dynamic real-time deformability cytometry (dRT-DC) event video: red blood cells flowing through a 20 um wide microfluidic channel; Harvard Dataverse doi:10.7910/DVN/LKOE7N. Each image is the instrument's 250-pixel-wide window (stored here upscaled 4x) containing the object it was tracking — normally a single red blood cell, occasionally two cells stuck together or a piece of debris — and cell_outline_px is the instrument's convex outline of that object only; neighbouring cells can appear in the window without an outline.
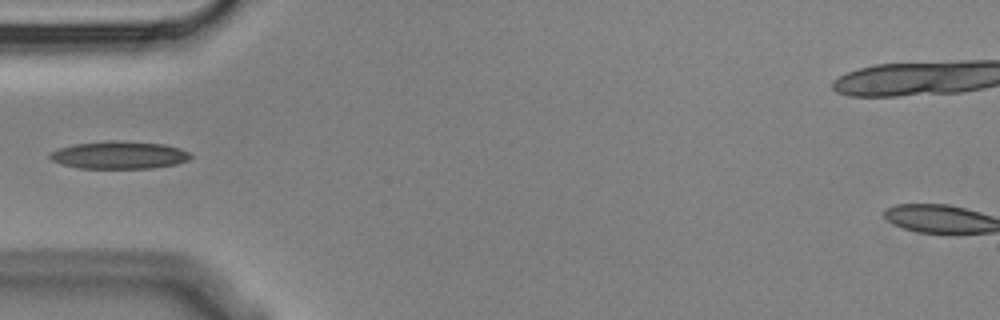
{"species": "Egyptian fruit bat (a non-hibernating species)", "species_latin": "Rousettus aegyptiacus", "temperature_condition": "cold", "stored_images_in_passage": 10, "camera_frame_rate_fps": 3000, "um_per_image_px": 0.085, "animal": {"sex": "male"}, "frame": {"image": 1, "passage_image": 5, "time_ms": 1.333, "image_size_px": [1000, 320], "cell_outline_px": [[192, 156], [188, 160], [176, 164], [152, 168], [80, 168], [64, 164], [52, 160], [48, 156], [52, 152], [60, 148], [76, 144], [164, 144], [180, 148], [188, 152]], "centroid_in_image_um": [10.18, 13.24], "position_along_channel_um": 74.8, "area_um2": 21.04}}
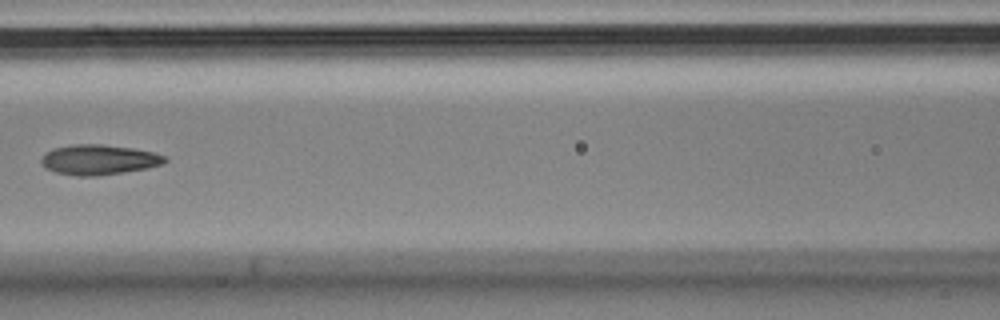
{"frame": {"image": 2, "passage_image": 7, "time_ms": 2.0, "image_size_px": [1000, 320], "cell_outline_px": [[168, 160], [164, 164], [148, 168], [124, 172], [96, 176], [76, 176], [56, 172], [40, 164], [40, 160], [44, 152], [52, 148], [72, 144], [100, 144], [132, 148], [152, 152], [164, 156]], "centroid_in_image_um": [8.37, 13.57], "position_along_channel_um": 158.2, "area_um2": 21.79}}
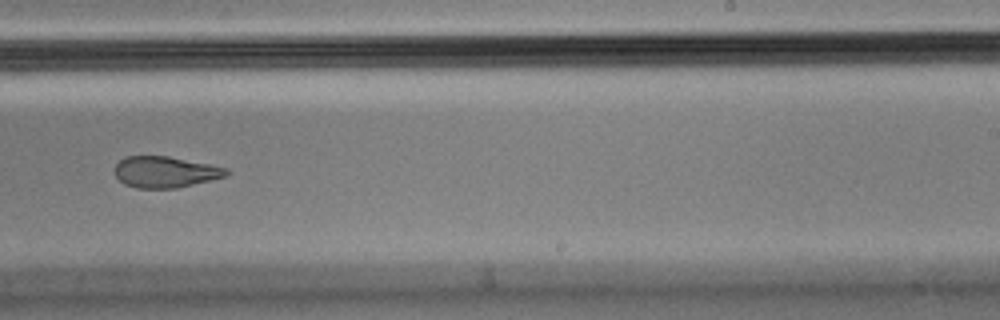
{"frame": {"image": 3, "passage_image": 10, "time_ms": 3.0, "image_size_px": [1000, 320], "cell_outline_px": [[232, 172], [228, 176], [176, 188], [136, 188], [124, 184], [116, 176], [116, 164], [124, 156], [168, 156], [228, 168]], "centroid_in_image_um": [14.08, 14.62], "position_along_channel_um": 274.9, "area_um2": 20.29}}